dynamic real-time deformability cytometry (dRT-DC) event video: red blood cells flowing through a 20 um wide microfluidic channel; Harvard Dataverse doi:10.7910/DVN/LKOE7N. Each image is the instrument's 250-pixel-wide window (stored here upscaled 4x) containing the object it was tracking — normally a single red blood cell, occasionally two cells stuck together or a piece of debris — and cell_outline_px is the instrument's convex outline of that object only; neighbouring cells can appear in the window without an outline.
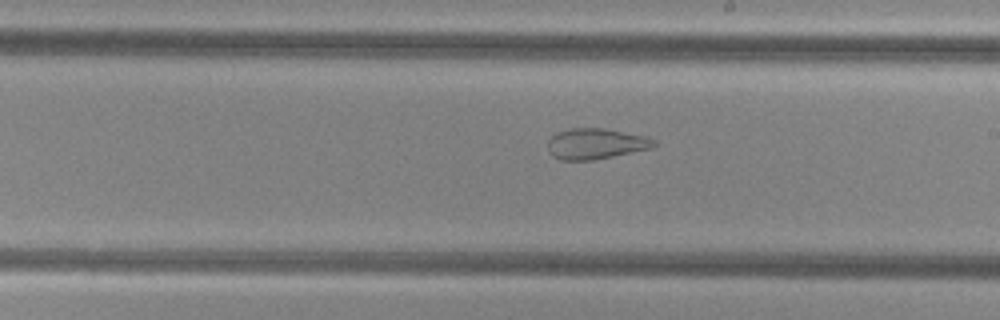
{"species": "common noctule bat (a hibernating species)", "species_latin": "Nyctalus noctula", "temperature_condition": "cold", "stored_images_in_passage": 52, "camera_frame_rate_fps": 3000, "um_per_image_px": 0.085, "animal": {"sex": "female", "body_mass_g": 29.2, "forearm_length_mm": 56.3}, "frame": {"image": 1, "passage_image": 30, "time_ms": 9.667, "image_size_px": [1000, 320], "cell_outline_px": [[656, 144], [652, 148], [592, 160], [560, 160], [552, 156], [548, 152], [548, 140], [556, 132], [568, 128], [604, 128], [648, 136], [656, 140]], "centroid_in_image_um": [50.63, 12.21], "position_along_channel_um": 238.4, "area_um2": 19.19}}
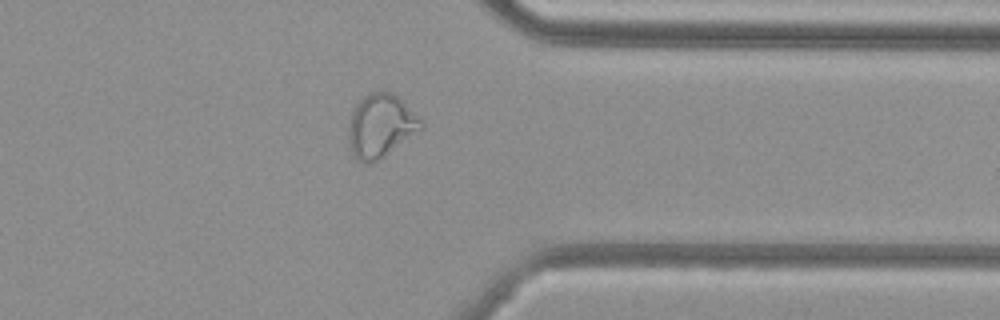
{"frame": {"image": 2, "passage_image": 41, "time_ms": 13.333, "image_size_px": [1000, 320], "cell_outline_px": [[424, 128], [384, 156], [368, 164], [356, 160], [352, 152], [348, 140], [348, 120], [356, 104], [368, 92], [392, 92], [424, 120]], "centroid_in_image_um": [32.36, 10.69], "position_along_channel_um": 379.0, "area_um2": 26.88}}
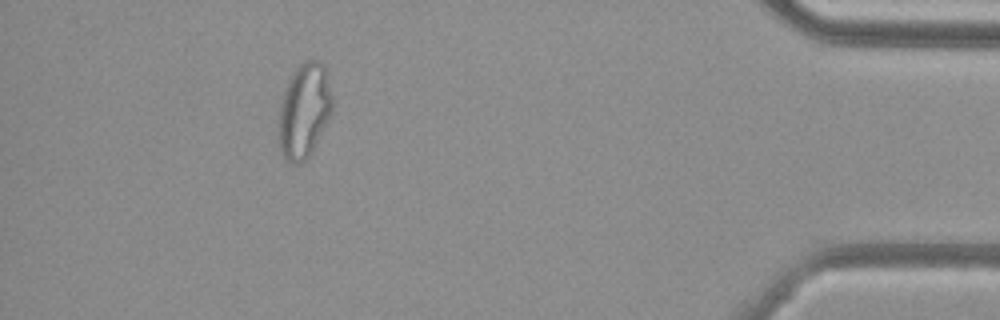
{"frame": {"image": 3, "passage_image": 47, "time_ms": 15.333, "image_size_px": [1000, 320], "cell_outline_px": [[332, 112], [312, 152], [300, 164], [292, 164], [284, 160], [280, 152], [276, 128], [280, 100], [284, 88], [292, 72], [304, 60], [312, 56], [320, 60], [324, 64], [328, 72], [332, 96]], "centroid_in_image_um": [25.82, 9.38], "position_along_channel_um": 409.4, "area_um2": 30.92}}